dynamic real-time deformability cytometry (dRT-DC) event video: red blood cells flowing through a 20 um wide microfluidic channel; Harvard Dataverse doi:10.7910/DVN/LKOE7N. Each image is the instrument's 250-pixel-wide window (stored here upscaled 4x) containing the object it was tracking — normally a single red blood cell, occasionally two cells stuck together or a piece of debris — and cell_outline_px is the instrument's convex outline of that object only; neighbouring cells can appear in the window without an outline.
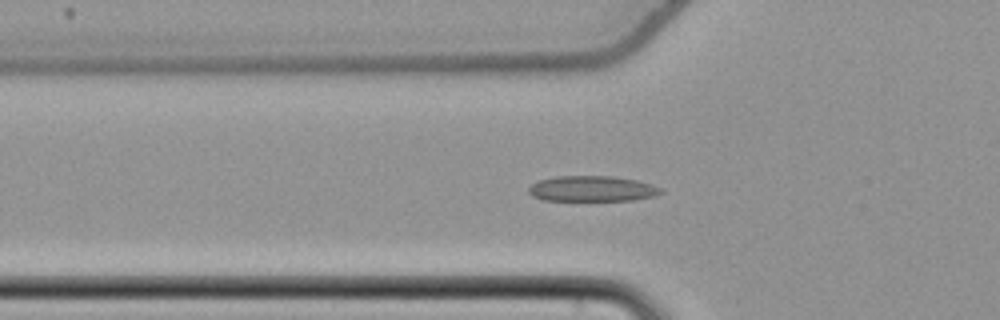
{"species": "common noctule bat (a hibernating species)", "species_latin": "Nyctalus noctula", "temperature_condition": "cold", "stored_images_in_passage": 57, "camera_frame_rate_fps": 3000, "um_per_image_px": 0.085, "animal": {"sex": "female", "body_mass_g": 22.7, "forearm_length_mm": 54.2}, "frame": {"image": 1, "passage_image": 20, "time_ms": 6.333, "image_size_px": [1000, 320], "cell_outline_px": [[664, 192], [652, 196], [632, 200], [544, 200], [532, 196], [528, 192], [528, 188], [532, 184], [540, 180], [556, 176], [612, 176], [636, 180], [652, 184], [660, 188]], "centroid_in_image_um": [50.31, 16.03], "position_along_channel_um": 75.5, "area_um2": 19.54}}
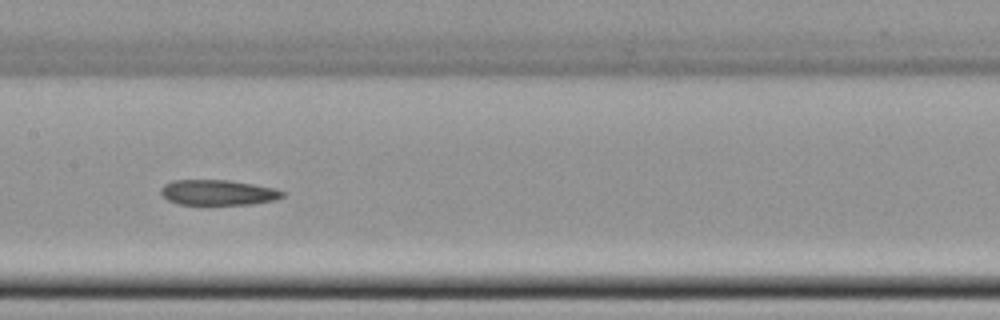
{"frame": {"image": 2, "passage_image": 29, "time_ms": 9.333, "image_size_px": [1000, 320], "cell_outline_px": [[284, 196], [276, 200], [252, 204], [180, 204], [168, 200], [160, 192], [160, 188], [164, 184], [172, 180], [228, 180], [276, 188], [284, 192]], "centroid_in_image_um": [18.54, 16.36], "position_along_channel_um": 188.9, "area_um2": 17.92}}
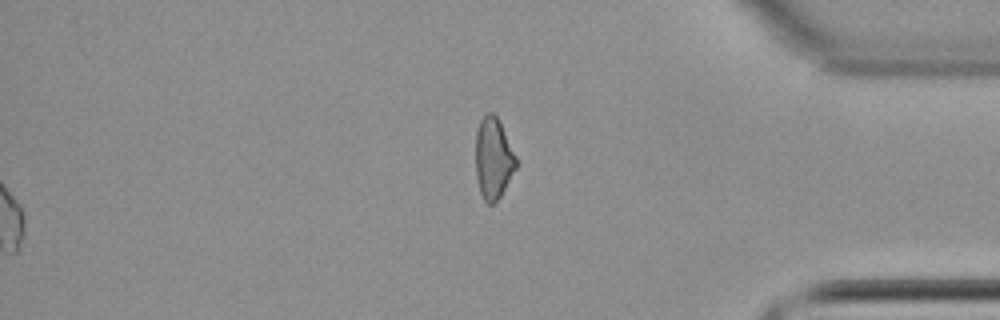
{"frame": {"image": 3, "passage_image": 57, "time_ms": 18.667, "image_size_px": [1000, 320], "cell_outline_px": [[516, 168], [500, 196], [492, 204], [488, 204], [484, 200], [480, 192], [476, 176], [476, 132], [480, 120], [488, 112], [492, 112], [496, 116], [516, 156]], "centroid_in_image_um": [41.91, 13.47], "position_along_channel_um": 393.3, "area_um2": 18.79}}